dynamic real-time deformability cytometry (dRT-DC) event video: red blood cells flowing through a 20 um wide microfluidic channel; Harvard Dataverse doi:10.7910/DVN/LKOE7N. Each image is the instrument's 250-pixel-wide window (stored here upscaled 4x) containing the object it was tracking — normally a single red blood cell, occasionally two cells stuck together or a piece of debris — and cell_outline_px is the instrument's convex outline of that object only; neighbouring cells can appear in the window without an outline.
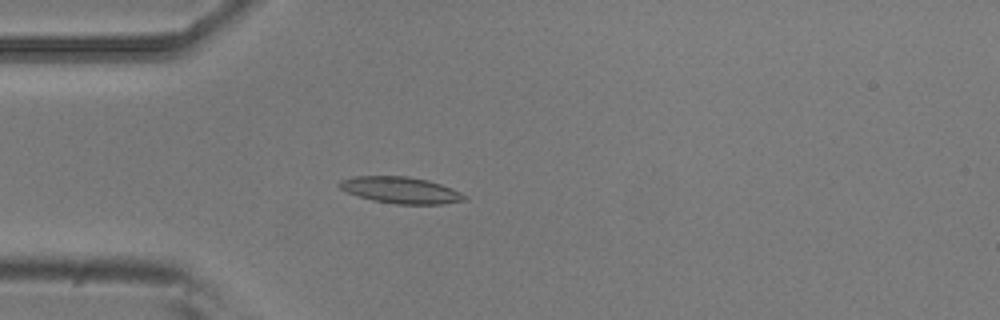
{"species": "common noctule bat (a hibernating species)", "species_latin": "Nyctalus noctula", "temperature_condition": "room temperature", "stored_images_in_passage": 5, "camera_frame_rate_fps": 3000, "um_per_image_px": 0.085, "animal": {"sex": "male", "body_mass_g": 20.5, "forearm_length_mm": 52.5}, "frame": {"image": 1, "passage_image": 5, "time_ms": 1.333, "image_size_px": [1000, 320], "cell_outline_px": [[468, 200], [440, 204], [396, 204], [372, 200], [348, 192], [340, 188], [336, 184], [340, 180], [356, 176], [408, 176], [428, 180], [452, 188], [468, 196]], "centroid_in_image_um": [34.09, 16.16], "position_along_channel_um": 50.9, "area_um2": 19.31}}